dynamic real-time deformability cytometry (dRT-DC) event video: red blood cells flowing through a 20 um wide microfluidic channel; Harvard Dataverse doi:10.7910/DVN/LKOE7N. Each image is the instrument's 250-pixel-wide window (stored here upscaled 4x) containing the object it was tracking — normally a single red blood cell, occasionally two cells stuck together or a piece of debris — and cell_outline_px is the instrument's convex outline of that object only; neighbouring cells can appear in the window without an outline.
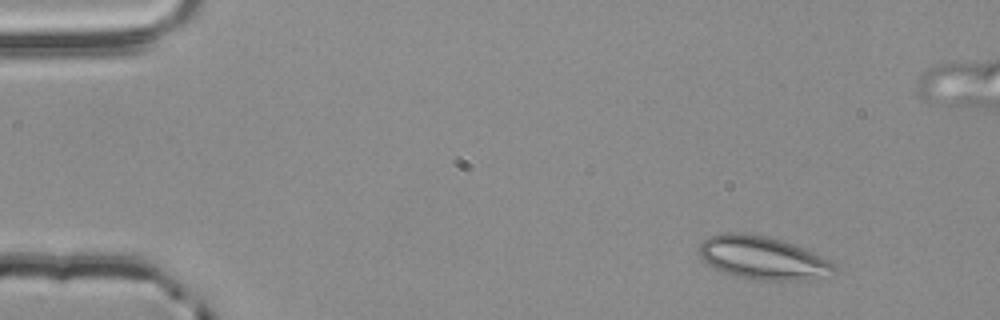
{"species": "common noctule bat (a hibernating species)", "species_latin": "Nyctalus noctula", "temperature_condition": "room temperature", "stored_images_in_passage": 49, "camera_frame_rate_fps": 3000, "um_per_image_px": 0.085, "animal": {"sex": "male", "body_mass_g": 20.4}, "frame": {"image": 1, "passage_image": 5, "time_ms": 1.333, "image_size_px": [1000, 320], "cell_outline_px": [[836, 272], [808, 280], [748, 280], [724, 272], [716, 268], [704, 260], [700, 256], [700, 244], [704, 240], [712, 236], [732, 232], [744, 232], [764, 236], [780, 240], [804, 248], [836, 264]], "centroid_in_image_um": [64.85, 21.93], "position_along_channel_um": 20.1, "area_um2": 33.52}}
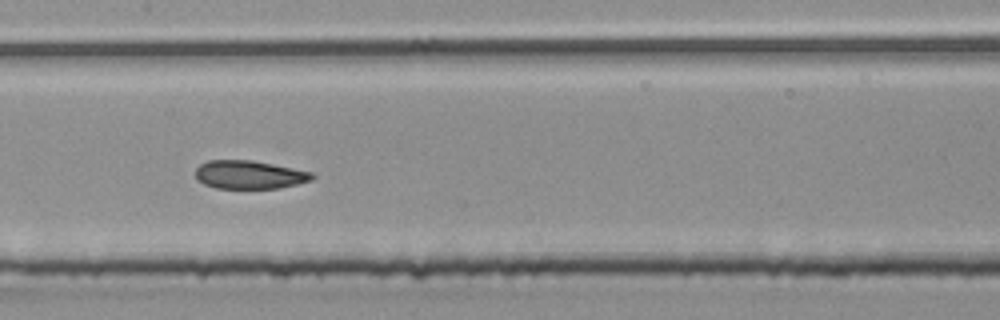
{"frame": {"image": 2, "passage_image": 26, "time_ms": 8.333, "image_size_px": [1000, 320], "cell_outline_px": [[316, 176], [312, 180], [280, 188], [216, 188], [204, 184], [196, 180], [196, 168], [200, 164], [208, 160], [252, 160], [312, 172]], "centroid_in_image_um": [21.18, 14.85], "position_along_channel_um": 186.2, "area_um2": 19.25}}
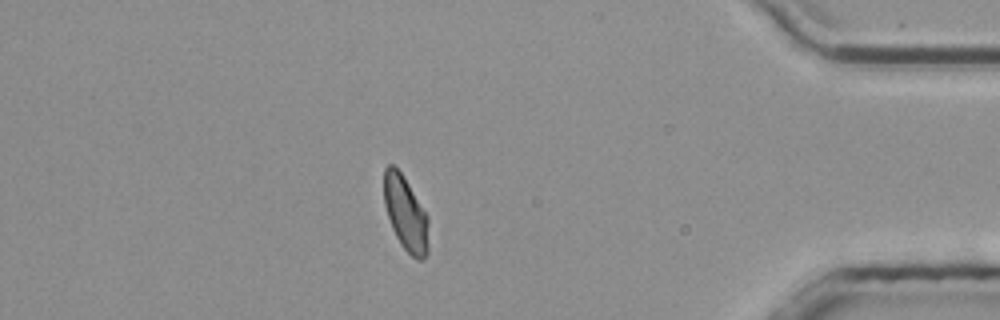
{"frame": {"image": 3, "passage_image": 46, "time_ms": 15.0, "image_size_px": [1000, 320], "cell_outline_px": [[428, 252], [424, 260], [416, 260], [400, 244], [392, 228], [384, 204], [384, 168], [388, 164], [392, 164], [404, 176], [428, 216]], "centroid_in_image_um": [34.49, 18.16], "position_along_channel_um": 400.7, "area_um2": 19.42}}